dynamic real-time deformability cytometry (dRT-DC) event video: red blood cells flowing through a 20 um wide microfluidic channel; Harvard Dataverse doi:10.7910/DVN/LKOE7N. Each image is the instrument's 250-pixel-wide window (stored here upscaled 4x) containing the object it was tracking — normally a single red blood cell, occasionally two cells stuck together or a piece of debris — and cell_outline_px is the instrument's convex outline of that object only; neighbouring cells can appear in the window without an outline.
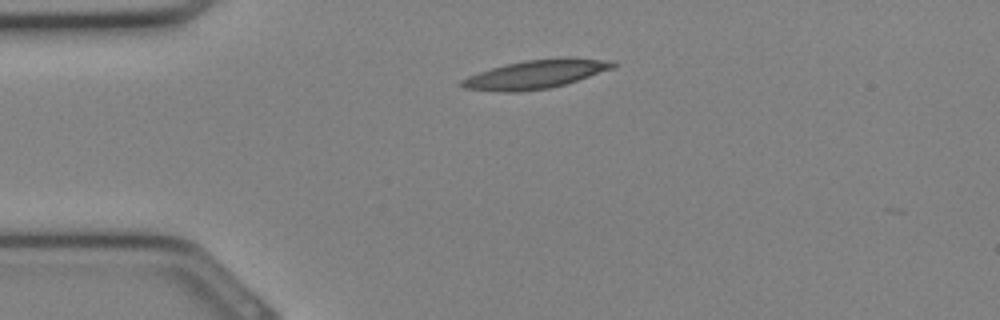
{"species": "Egyptian fruit bat (a non-hibernating species)", "species_latin": "Rousettus aegyptiacus", "temperature_condition": "cold", "stored_images_in_passage": 15, "camera_frame_rate_fps": 3000, "um_per_image_px": 0.085, "animal": {"sex": "female"}, "frame": {"image": 1, "passage_image": 1, "time_ms": 0.0, "image_size_px": [1000, 320], "cell_outline_px": [[616, 64], [612, 68], [564, 84], [548, 88], [516, 92], [500, 92], [464, 88], [460, 84], [460, 80], [468, 76], [492, 68], [524, 60], [560, 56], [568, 56], [616, 60]], "centroid_in_image_um": [45.57, 6.28], "position_along_channel_um": 39.4, "area_um2": 25.32}}
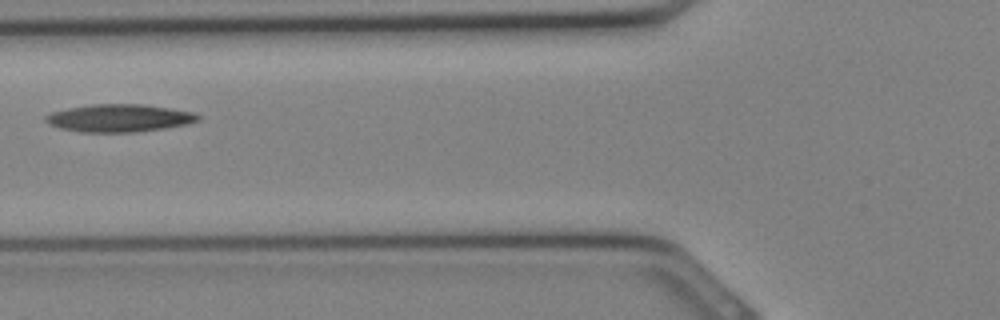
{"frame": {"image": 2, "passage_image": 6, "time_ms": 1.667, "image_size_px": [1000, 320], "cell_outline_px": [[200, 120], [188, 124], [164, 128], [136, 132], [80, 132], [60, 128], [48, 124], [44, 120], [44, 116], [52, 112], [68, 108], [92, 104], [144, 104], [192, 112], [200, 116]], "centroid_in_image_um": [10.11, 10.04], "position_along_channel_um": 115.7, "area_um2": 24.57}}
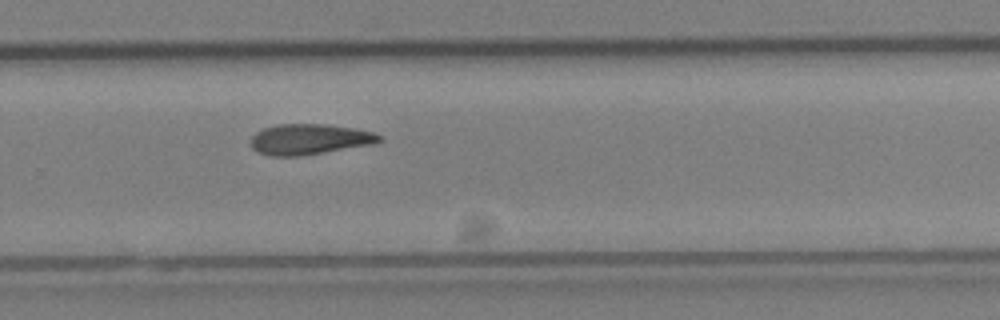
{"frame": {"image": 3, "passage_image": 15, "time_ms": 4.667, "image_size_px": [1000, 320], "cell_outline_px": [[384, 140], [372, 144], [300, 156], [268, 156], [256, 152], [252, 148], [252, 136], [256, 132], [264, 128], [276, 124], [324, 124], [352, 128], [372, 132], [380, 136]], "centroid_in_image_um": [26.26, 11.84], "position_along_channel_um": 303.5, "area_um2": 22.77}}